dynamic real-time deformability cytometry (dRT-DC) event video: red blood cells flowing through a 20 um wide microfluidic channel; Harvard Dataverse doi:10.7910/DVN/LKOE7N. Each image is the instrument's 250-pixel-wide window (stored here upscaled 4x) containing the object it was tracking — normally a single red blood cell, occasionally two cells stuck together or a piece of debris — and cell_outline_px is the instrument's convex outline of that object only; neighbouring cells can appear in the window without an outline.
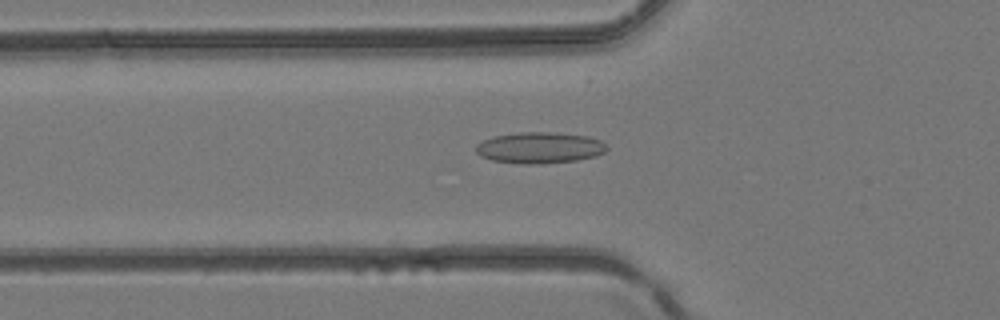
{"species": "common noctule bat (a hibernating species)", "species_latin": "Nyctalus noctula", "temperature_condition": "room temperature", "stored_images_in_passage": 28, "camera_frame_rate_fps": 3000, "um_per_image_px": 0.085, "animal": {"sex": "female", "body_mass_g": 24.6, "forearm_length_mm": 56.2}, "frame": {"image": 1, "passage_image": 4, "time_ms": 1.0, "image_size_px": [1000, 320], "cell_outline_px": [[608, 148], [604, 152], [596, 156], [576, 160], [540, 164], [524, 164], [492, 160], [480, 156], [476, 152], [476, 144], [492, 136], [520, 132], [556, 132], [588, 136], [600, 140]], "centroid_in_image_um": [45.86, 12.55], "position_along_channel_um": 79.9, "area_um2": 23.87}}
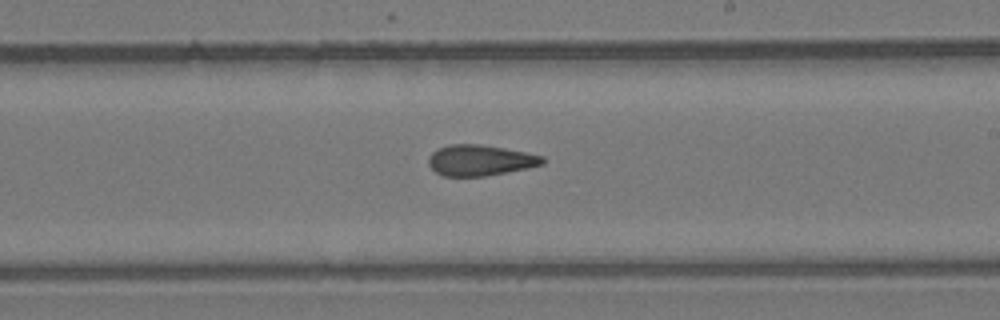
{"frame": {"image": 2, "passage_image": 14, "time_ms": 4.333, "image_size_px": [1000, 320], "cell_outline_px": [[544, 164], [484, 176], [440, 176], [428, 164], [428, 156], [432, 152], [448, 144], [480, 144], [504, 148], [544, 156]], "centroid_in_image_um": [40.76, 13.62], "position_along_channel_um": 248.2, "area_um2": 20.29}}
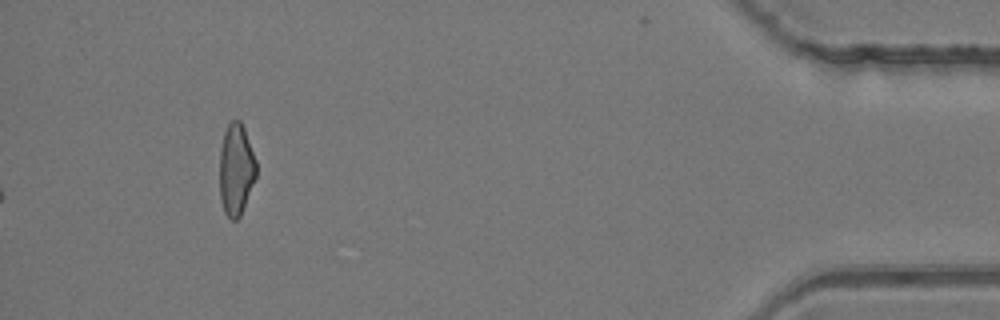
{"frame": {"image": 3, "passage_image": 28, "time_ms": 9.0, "image_size_px": [1000, 320], "cell_outline_px": [[256, 176], [240, 216], [236, 220], [232, 220], [224, 212], [220, 200], [220, 148], [224, 132], [228, 124], [232, 120], [240, 120], [244, 128], [256, 160]], "centroid_in_image_um": [20.05, 14.4], "position_along_channel_um": 415.1, "area_um2": 19.48}}